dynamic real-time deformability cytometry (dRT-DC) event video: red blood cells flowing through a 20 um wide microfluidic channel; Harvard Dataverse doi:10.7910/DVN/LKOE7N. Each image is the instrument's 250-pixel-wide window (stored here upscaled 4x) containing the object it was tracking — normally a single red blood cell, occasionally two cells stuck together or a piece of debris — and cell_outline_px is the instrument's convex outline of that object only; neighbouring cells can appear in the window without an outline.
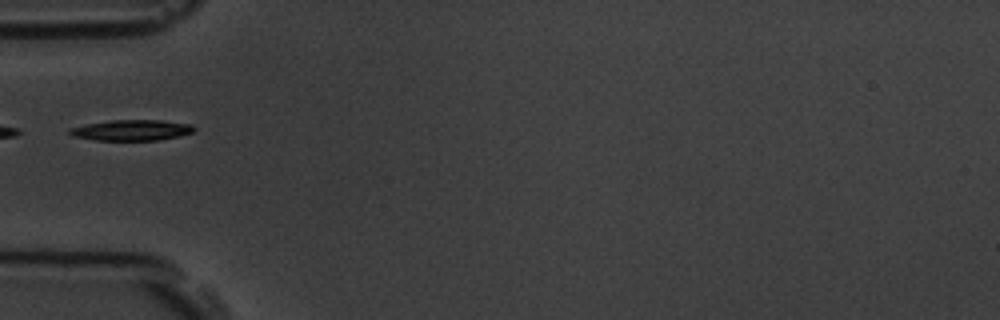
{"species": "common noctule bat (a hibernating species)", "species_latin": "Nyctalus noctula", "temperature_condition": "room temperature", "stored_images_in_passage": 5, "camera_frame_rate_fps": 3000, "um_per_image_px": 0.085, "animal": {"sex": "male", "body_mass_g": 19.5, "forearm_length_mm": 54.6}, "frame": {"image": 1, "passage_image": 4, "time_ms": 4.333, "image_size_px": [1000, 320], "cell_outline_px": [[196, 128], [192, 132], [180, 136], [160, 140], [96, 140], [72, 136], [68, 132], [68, 128], [88, 124], [112, 120], [160, 120], [192, 124]], "centroid_in_image_um": [11.2, 11.06], "position_along_channel_um": 73.8, "area_um2": 15.03}}
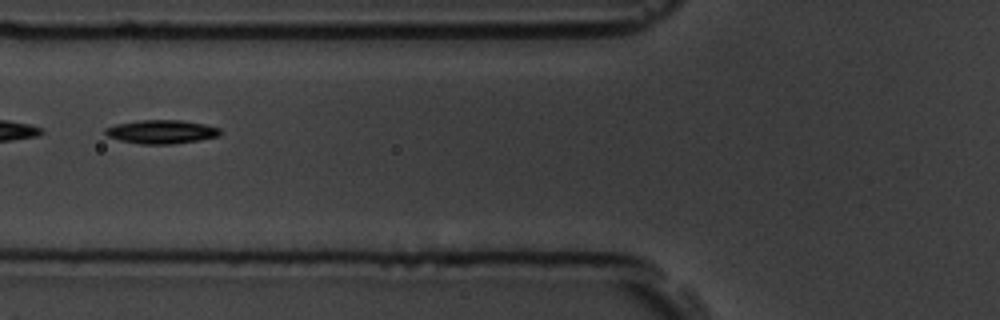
{"frame": {"image": 2, "passage_image": 5, "time_ms": 5.333, "image_size_px": [1000, 320], "cell_outline_px": [[220, 136], [172, 144], [140, 144], [120, 140], [108, 136], [104, 132], [104, 128], [116, 124], [140, 120], [180, 120], [204, 124], [220, 128]], "centroid_in_image_um": [13.7, 11.2], "position_along_channel_um": 112.1, "area_um2": 15.72}}